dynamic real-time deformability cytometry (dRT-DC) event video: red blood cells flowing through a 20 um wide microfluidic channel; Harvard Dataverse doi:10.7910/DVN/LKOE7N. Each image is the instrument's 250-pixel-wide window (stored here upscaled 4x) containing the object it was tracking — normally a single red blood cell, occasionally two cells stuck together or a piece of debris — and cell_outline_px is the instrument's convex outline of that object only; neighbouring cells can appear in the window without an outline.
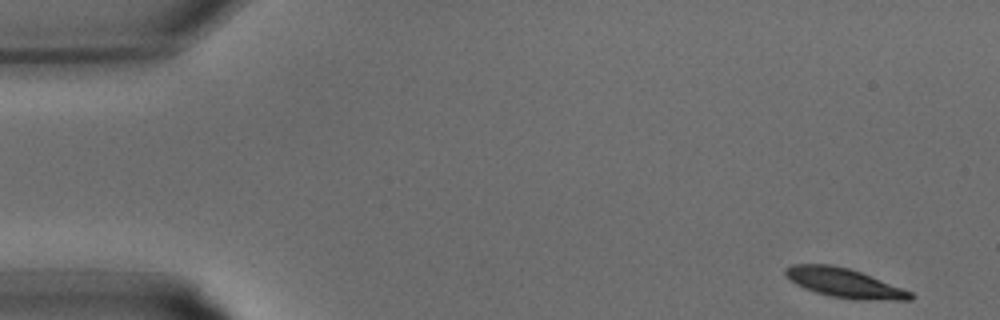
{"species": "common noctule bat (a hibernating species)", "species_latin": "Nyctalus noctula", "temperature_condition": "warm", "stored_images_in_passage": 32, "camera_frame_rate_fps": 3000, "um_per_image_px": 0.085, "animal": {"sex": "male", "body_mass_g": 15.6}, "frame": {"image": 1, "passage_image": 1, "time_ms": 0.0, "image_size_px": [1000, 320], "cell_outline_px": [[916, 296], [912, 300], [856, 300], [832, 296], [816, 292], [804, 288], [788, 280], [784, 276], [784, 268], [792, 264], [832, 264], [848, 268], [860, 272], [912, 292]], "centroid_in_image_um": [71.73, 24.05], "position_along_channel_um": 13.3, "area_um2": 21.39}}
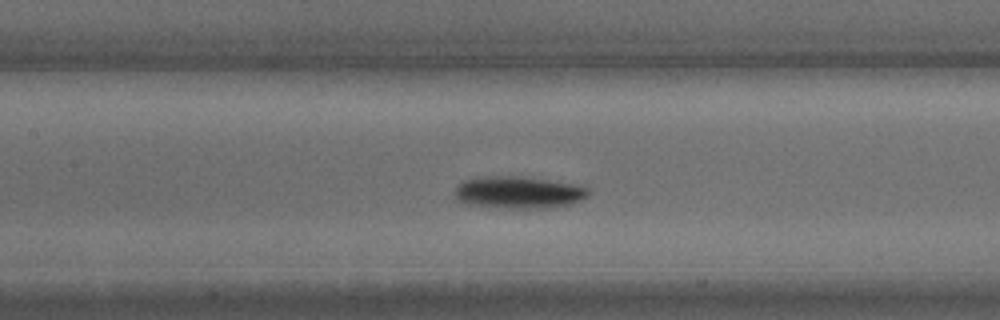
{"frame": {"image": 2, "passage_image": 14, "time_ms": 4.333, "image_size_px": [1000, 320], "cell_outline_px": [[592, 192], [588, 196], [580, 200], [568, 204], [548, 208], [504, 208], [468, 204], [456, 200], [452, 192], [464, 180], [492, 176], [516, 176], [548, 180], [572, 184], [588, 188]], "centroid_in_image_um": [44.05, 16.36], "position_along_channel_um": 163.3, "area_um2": 24.85}}
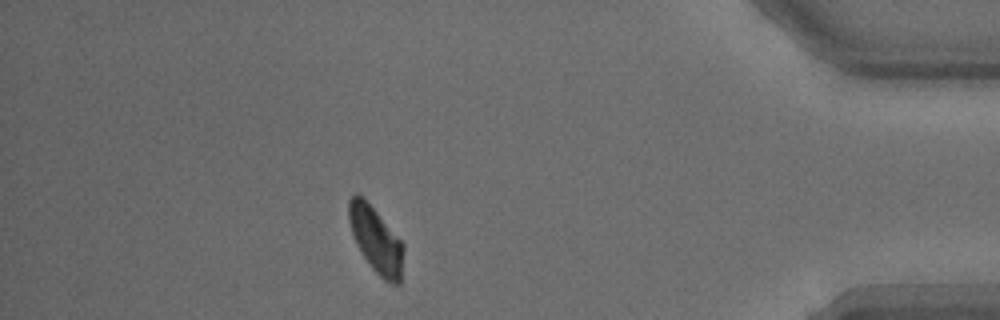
{"frame": {"image": 3, "passage_image": 28, "time_ms": 9.0, "image_size_px": [1000, 320], "cell_outline_px": [[404, 248], [400, 284], [392, 284], [384, 280], [372, 268], [356, 244], [352, 236], [348, 220], [348, 200], [356, 192], [376, 212], [404, 244]], "centroid_in_image_um": [31.94, 20.41], "position_along_channel_um": 403.3, "area_um2": 20.63}}